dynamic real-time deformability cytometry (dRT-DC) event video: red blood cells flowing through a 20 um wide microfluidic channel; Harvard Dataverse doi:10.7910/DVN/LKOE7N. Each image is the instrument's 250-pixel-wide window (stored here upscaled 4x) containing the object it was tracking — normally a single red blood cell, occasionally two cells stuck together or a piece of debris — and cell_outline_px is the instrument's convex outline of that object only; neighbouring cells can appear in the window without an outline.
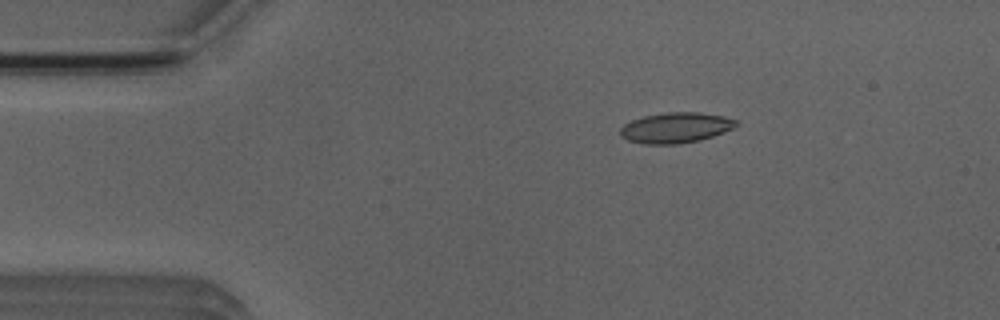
{"species": "Egyptian fruit bat (a non-hibernating species)", "species_latin": "Rousettus aegyptiacus", "temperature_condition": "room temperature", "stored_images_in_passage": 4, "camera_frame_rate_fps": 3000, "um_per_image_px": 0.085, "animal": {"sex": "male"}, "frame": {"image": 1, "passage_image": 3, "time_ms": 2.333, "image_size_px": [1000, 320], "cell_outline_px": [[736, 124], [732, 128], [724, 132], [700, 140], [680, 144], [644, 144], [628, 140], [620, 136], [620, 128], [624, 124], [632, 120], [644, 116], [664, 112], [700, 112], [724, 116], [736, 120]], "centroid_in_image_um": [57.4, 10.85], "position_along_channel_um": 27.6, "area_um2": 20.58}}